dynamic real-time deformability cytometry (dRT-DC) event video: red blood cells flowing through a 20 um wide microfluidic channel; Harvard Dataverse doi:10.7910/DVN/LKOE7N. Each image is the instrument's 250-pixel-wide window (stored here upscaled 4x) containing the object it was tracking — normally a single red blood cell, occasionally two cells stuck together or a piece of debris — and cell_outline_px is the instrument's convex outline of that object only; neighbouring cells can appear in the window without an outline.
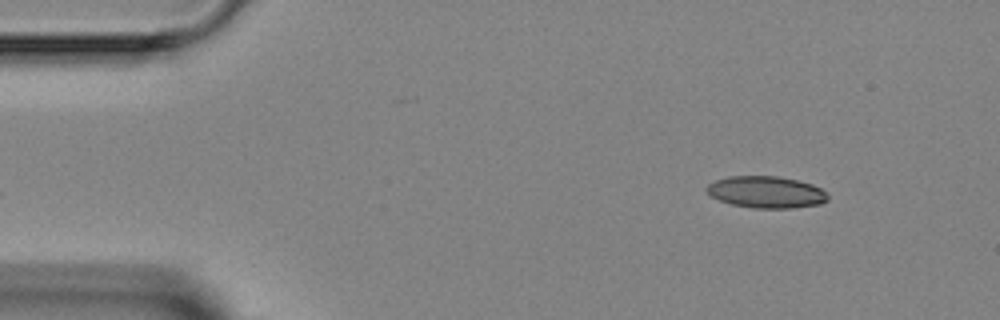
{"species": "Egyptian fruit bat (a non-hibernating species)", "species_latin": "Rousettus aegyptiacus", "temperature_condition": "room temperature", "stored_images_in_passage": 4, "camera_frame_rate_fps": 3000, "um_per_image_px": 0.085, "animal": {"sex": "female"}, "frame": {"image": 1, "passage_image": 1, "time_ms": 0.0, "image_size_px": [1000, 320], "cell_outline_px": [[828, 200], [820, 204], [792, 208], [752, 208], [732, 204], [720, 200], [712, 196], [704, 188], [708, 184], [716, 180], [728, 176], [776, 176], [796, 180], [812, 184], [828, 192]], "centroid_in_image_um": [65.14, 16.33], "position_along_channel_um": 19.9, "area_um2": 22.43}}
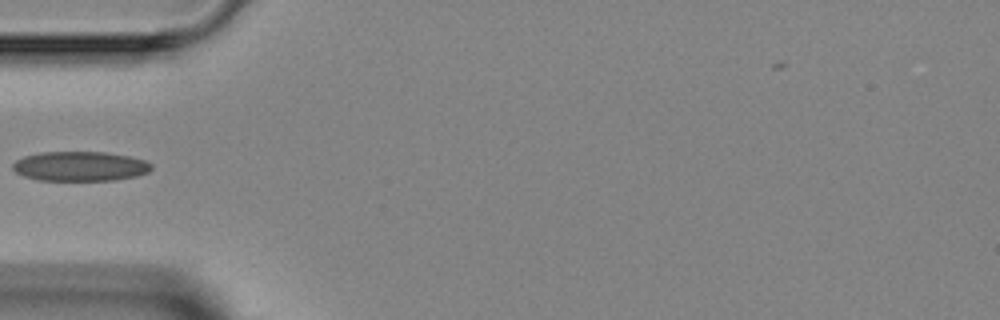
{"frame": {"image": 2, "passage_image": 4, "time_ms": 3.333, "image_size_px": [1000, 320], "cell_outline_px": [[152, 168], [148, 172], [136, 176], [116, 180], [36, 180], [24, 176], [16, 172], [12, 168], [12, 164], [16, 160], [24, 156], [40, 152], [104, 152], [128, 156], [144, 160], [152, 164]], "centroid_in_image_um": [6.79, 14.13], "position_along_channel_um": 78.2, "area_um2": 23.93}}